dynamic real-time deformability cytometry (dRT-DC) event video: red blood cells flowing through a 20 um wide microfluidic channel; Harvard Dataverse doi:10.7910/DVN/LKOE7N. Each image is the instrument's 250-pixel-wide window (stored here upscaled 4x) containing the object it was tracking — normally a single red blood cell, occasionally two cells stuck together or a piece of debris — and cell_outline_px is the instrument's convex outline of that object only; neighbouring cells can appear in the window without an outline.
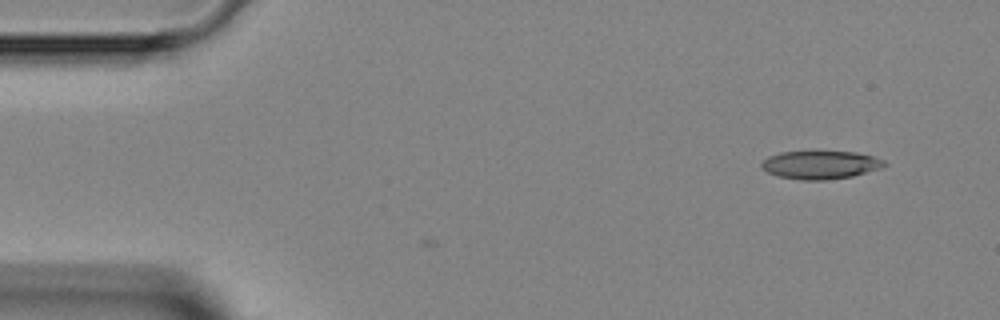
{"species": "Egyptian fruit bat (a non-hibernating species)", "species_latin": "Rousettus aegyptiacus", "temperature_condition": "room temperature", "stored_images_in_passage": 2, "camera_frame_rate_fps": 3000, "um_per_image_px": 0.085, "animal": {"sex": "female"}, "frame": {"image": 1, "passage_image": 2, "time_ms": 1.0, "image_size_px": [1000, 320], "cell_outline_px": [[888, 164], [884, 168], [852, 176], [824, 180], [804, 180], [780, 176], [768, 172], [760, 164], [768, 156], [780, 152], [856, 152], [872, 156], [884, 160]], "centroid_in_image_um": [69.8, 14.01], "position_along_channel_um": 15.2, "area_um2": 20.0}}